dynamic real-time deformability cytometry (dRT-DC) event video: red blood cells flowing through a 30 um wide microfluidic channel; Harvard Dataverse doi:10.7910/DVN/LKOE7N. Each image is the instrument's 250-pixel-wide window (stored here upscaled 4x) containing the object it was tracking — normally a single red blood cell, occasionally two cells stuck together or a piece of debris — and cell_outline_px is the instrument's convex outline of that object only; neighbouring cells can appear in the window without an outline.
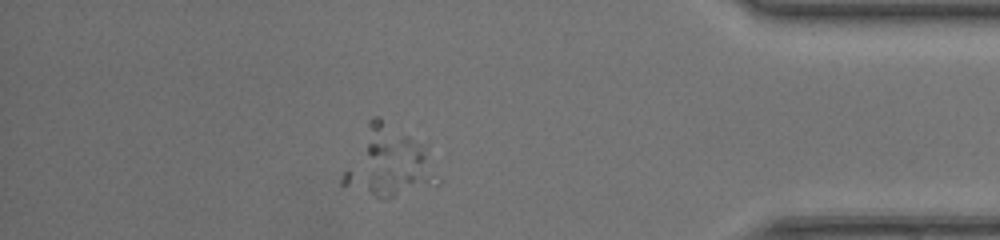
{"species": "common noctule bat (a hibernating species)", "species_latin": "Nyctalus noctula", "temperature_condition": "room temperature", "stored_images_in_passage": 35, "segment_of_instrument_passage": [2, 2], "camera_frame_rate_fps": 3000, "um_per_image_px": 0.085, "animal": {"sex": "female", "body_mass_g": 20.0, "forearm_length_mm": 54.0}, "frame": {"image": 1, "passage_image": 29, "time_ms": 9.333, "image_size_px": [1000, 240], "cell_outline_px": [[420, 176], [388, 200], [380, 200], [340, 184], [340, 180], [344, 172], [392, 172]], "centroid_in_image_um": [32.08, 15.57], "position_along_channel_um": 403.1, "area_um2": 10.58}}